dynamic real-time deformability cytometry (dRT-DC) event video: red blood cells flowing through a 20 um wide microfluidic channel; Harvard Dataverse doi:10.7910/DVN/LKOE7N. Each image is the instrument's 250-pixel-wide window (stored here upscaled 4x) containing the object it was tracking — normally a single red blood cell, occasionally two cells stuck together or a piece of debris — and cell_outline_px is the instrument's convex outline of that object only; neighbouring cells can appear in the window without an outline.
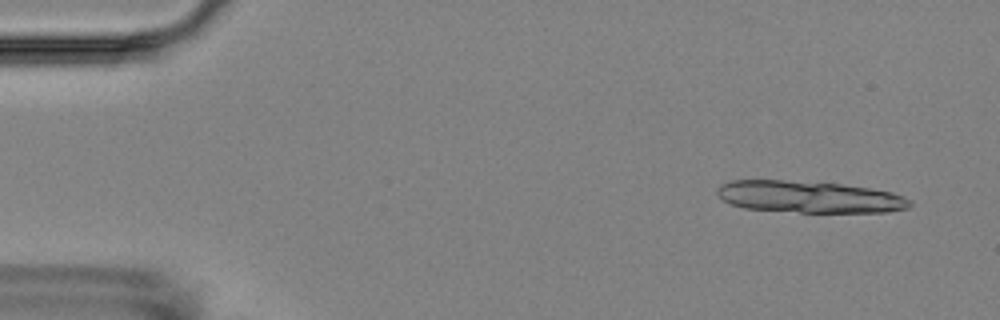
{"species": "Egyptian fruit bat (a non-hibernating species)", "species_latin": "Rousettus aegyptiacus", "temperature_condition": "room temperature", "stored_images_in_passage": 16, "camera_frame_rate_fps": 3000, "um_per_image_px": 0.085, "animal": {"sex": "female"}, "frame": {"image": 1, "passage_image": 1, "time_ms": 0.0, "image_size_px": [1000, 320], "cell_outline_px": [[912, 204], [908, 208], [888, 212], [800, 212], [744, 208], [732, 204], [724, 200], [716, 192], [716, 188], [720, 184], [732, 180], [780, 180], [840, 184], [868, 188], [892, 192], [904, 196]], "centroid_in_image_um": [68.77, 16.73], "position_along_channel_um": 16.2, "area_um2": 35.49}}
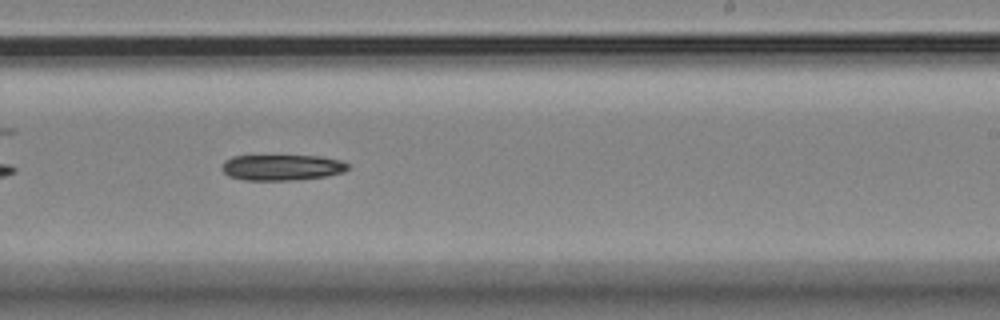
{"frame": {"image": 2, "passage_image": 10, "time_ms": 10.333, "image_size_px": [1000, 320], "cell_outline_px": [[348, 168], [344, 172], [328, 176], [296, 180], [244, 180], [228, 176], [220, 168], [224, 160], [232, 156], [316, 156], [340, 160], [348, 164]], "centroid_in_image_um": [23.93, 14.24], "position_along_channel_um": 265.1, "area_um2": 19.02}}
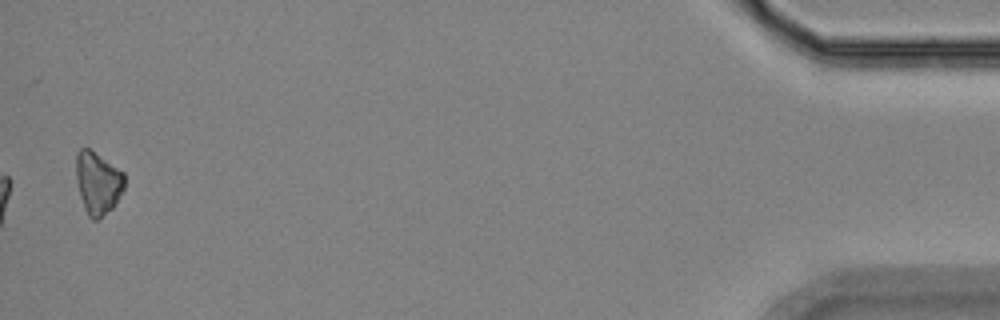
{"frame": {"image": 3, "passage_image": 16, "time_ms": 17.333, "image_size_px": [1000, 320], "cell_outline_px": [[124, 188], [112, 208], [100, 220], [92, 220], [88, 216], [84, 208], [80, 196], [76, 180], [76, 152], [80, 148], [88, 148], [124, 172]], "centroid_in_image_um": [8.3, 15.57], "position_along_channel_um": 426.9, "area_um2": 17.63}, "authors_computed_cell_mechanics": {"area_um2": 19.652, "velocity_mm_per_s": 3.5155, "shape_relaxation_time_tau1_ms": 1.6988, "shape_relaxation_time_tau2_ms": null, "deformation_change_tau1": 0.1085, "deformation_change_tau2": null}}